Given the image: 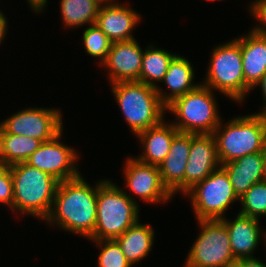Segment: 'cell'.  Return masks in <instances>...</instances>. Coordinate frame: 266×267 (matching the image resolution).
I'll return each instance as SVG.
<instances>
[{"instance_id":"6da1fadb","label":"cell","mask_w":266,"mask_h":267,"mask_svg":"<svg viewBox=\"0 0 266 267\" xmlns=\"http://www.w3.org/2000/svg\"><path fill=\"white\" fill-rule=\"evenodd\" d=\"M98 183L92 187L82 174L59 182L49 216L52 226L88 239L95 230Z\"/></svg>"},{"instance_id":"7a4b0ae2","label":"cell","mask_w":266,"mask_h":267,"mask_svg":"<svg viewBox=\"0 0 266 267\" xmlns=\"http://www.w3.org/2000/svg\"><path fill=\"white\" fill-rule=\"evenodd\" d=\"M111 180L98 182L96 225L91 240H112L139 221V205Z\"/></svg>"},{"instance_id":"3957f363","label":"cell","mask_w":266,"mask_h":267,"mask_svg":"<svg viewBox=\"0 0 266 267\" xmlns=\"http://www.w3.org/2000/svg\"><path fill=\"white\" fill-rule=\"evenodd\" d=\"M14 198L12 212L44 220L49 216L59 181L26 162L10 166Z\"/></svg>"},{"instance_id":"277c9868","label":"cell","mask_w":266,"mask_h":267,"mask_svg":"<svg viewBox=\"0 0 266 267\" xmlns=\"http://www.w3.org/2000/svg\"><path fill=\"white\" fill-rule=\"evenodd\" d=\"M111 86L125 121L135 135L164 120L167 107L155 87L138 81L117 82Z\"/></svg>"},{"instance_id":"5b68a950","label":"cell","mask_w":266,"mask_h":267,"mask_svg":"<svg viewBox=\"0 0 266 267\" xmlns=\"http://www.w3.org/2000/svg\"><path fill=\"white\" fill-rule=\"evenodd\" d=\"M208 64L202 85L242 103L252 89L245 83L241 37L214 47Z\"/></svg>"},{"instance_id":"8992f818","label":"cell","mask_w":266,"mask_h":267,"mask_svg":"<svg viewBox=\"0 0 266 267\" xmlns=\"http://www.w3.org/2000/svg\"><path fill=\"white\" fill-rule=\"evenodd\" d=\"M215 95L200 84L195 90L176 98L167 111L176 116L173 126L182 133L213 134L221 122Z\"/></svg>"},{"instance_id":"52a82bcc","label":"cell","mask_w":266,"mask_h":267,"mask_svg":"<svg viewBox=\"0 0 266 267\" xmlns=\"http://www.w3.org/2000/svg\"><path fill=\"white\" fill-rule=\"evenodd\" d=\"M263 124L261 113L237 116L226 122L225 126L221 121L213 132L221 165L262 152Z\"/></svg>"},{"instance_id":"ba28073f","label":"cell","mask_w":266,"mask_h":267,"mask_svg":"<svg viewBox=\"0 0 266 267\" xmlns=\"http://www.w3.org/2000/svg\"><path fill=\"white\" fill-rule=\"evenodd\" d=\"M185 195L190 196L197 220L222 219L228 208L239 201L229 176L222 167L197 183Z\"/></svg>"},{"instance_id":"9c48e42d","label":"cell","mask_w":266,"mask_h":267,"mask_svg":"<svg viewBox=\"0 0 266 267\" xmlns=\"http://www.w3.org/2000/svg\"><path fill=\"white\" fill-rule=\"evenodd\" d=\"M200 234L194 241L184 267H223L236 261L229 233L220 219L197 220Z\"/></svg>"},{"instance_id":"30bf717a","label":"cell","mask_w":266,"mask_h":267,"mask_svg":"<svg viewBox=\"0 0 266 267\" xmlns=\"http://www.w3.org/2000/svg\"><path fill=\"white\" fill-rule=\"evenodd\" d=\"M62 118L60 109L24 108L0 122V127L6 133L46 142L52 140L63 130Z\"/></svg>"},{"instance_id":"8fae6325","label":"cell","mask_w":266,"mask_h":267,"mask_svg":"<svg viewBox=\"0 0 266 267\" xmlns=\"http://www.w3.org/2000/svg\"><path fill=\"white\" fill-rule=\"evenodd\" d=\"M63 130L52 140L43 142L30 155L26 163L57 179L59 182L71 180L81 175L77 168L76 149L61 143Z\"/></svg>"},{"instance_id":"7c38bea8","label":"cell","mask_w":266,"mask_h":267,"mask_svg":"<svg viewBox=\"0 0 266 267\" xmlns=\"http://www.w3.org/2000/svg\"><path fill=\"white\" fill-rule=\"evenodd\" d=\"M124 166L126 187L139 199L151 203L169 202L173 194L163 184L159 168L129 157Z\"/></svg>"},{"instance_id":"4fadbf2b","label":"cell","mask_w":266,"mask_h":267,"mask_svg":"<svg viewBox=\"0 0 266 267\" xmlns=\"http://www.w3.org/2000/svg\"><path fill=\"white\" fill-rule=\"evenodd\" d=\"M221 167L213 134L191 133V147L184 174V195Z\"/></svg>"},{"instance_id":"5bb4252c","label":"cell","mask_w":266,"mask_h":267,"mask_svg":"<svg viewBox=\"0 0 266 267\" xmlns=\"http://www.w3.org/2000/svg\"><path fill=\"white\" fill-rule=\"evenodd\" d=\"M136 39L113 42L105 61L101 64L107 69L111 84L138 81L144 50Z\"/></svg>"},{"instance_id":"9a60e30c","label":"cell","mask_w":266,"mask_h":267,"mask_svg":"<svg viewBox=\"0 0 266 267\" xmlns=\"http://www.w3.org/2000/svg\"><path fill=\"white\" fill-rule=\"evenodd\" d=\"M139 21L141 22V17L138 12L115 1L101 5L95 24L113 43L135 39L131 32Z\"/></svg>"},{"instance_id":"2e32d148","label":"cell","mask_w":266,"mask_h":267,"mask_svg":"<svg viewBox=\"0 0 266 267\" xmlns=\"http://www.w3.org/2000/svg\"><path fill=\"white\" fill-rule=\"evenodd\" d=\"M191 147V133L179 132L173 139L170 151L158 166L163 184L175 196L184 194V174Z\"/></svg>"},{"instance_id":"e0dca14e","label":"cell","mask_w":266,"mask_h":267,"mask_svg":"<svg viewBox=\"0 0 266 267\" xmlns=\"http://www.w3.org/2000/svg\"><path fill=\"white\" fill-rule=\"evenodd\" d=\"M220 220L227 228L231 248L236 260L254 257L253 253L258 244L262 242L260 240L264 239V243L266 242V233L262 232L258 219L238 213L233 221L228 220L226 217Z\"/></svg>"},{"instance_id":"ac0fdd59","label":"cell","mask_w":266,"mask_h":267,"mask_svg":"<svg viewBox=\"0 0 266 267\" xmlns=\"http://www.w3.org/2000/svg\"><path fill=\"white\" fill-rule=\"evenodd\" d=\"M178 133L173 124L166 123V120L140 132L136 136L142 144L144 153L135 158L143 163L159 166L169 153L172 141Z\"/></svg>"},{"instance_id":"d6986e66","label":"cell","mask_w":266,"mask_h":267,"mask_svg":"<svg viewBox=\"0 0 266 267\" xmlns=\"http://www.w3.org/2000/svg\"><path fill=\"white\" fill-rule=\"evenodd\" d=\"M194 78L193 64L187 58L177 54L170 62L168 71L161 81L171 92H163L159 85L155 88L161 102L167 107L176 98L195 90L200 84H195Z\"/></svg>"},{"instance_id":"ffe728a7","label":"cell","mask_w":266,"mask_h":267,"mask_svg":"<svg viewBox=\"0 0 266 267\" xmlns=\"http://www.w3.org/2000/svg\"><path fill=\"white\" fill-rule=\"evenodd\" d=\"M245 83L253 90L266 73V36L250 31L241 36Z\"/></svg>"},{"instance_id":"44dd1931","label":"cell","mask_w":266,"mask_h":267,"mask_svg":"<svg viewBox=\"0 0 266 267\" xmlns=\"http://www.w3.org/2000/svg\"><path fill=\"white\" fill-rule=\"evenodd\" d=\"M264 157L263 152H257L221 165L227 172L238 197L243 195L253 184L262 182Z\"/></svg>"},{"instance_id":"7402d4cb","label":"cell","mask_w":266,"mask_h":267,"mask_svg":"<svg viewBox=\"0 0 266 267\" xmlns=\"http://www.w3.org/2000/svg\"><path fill=\"white\" fill-rule=\"evenodd\" d=\"M154 235V228L150 224L140 223L139 220L115 240L127 261L134 265L149 256L154 244Z\"/></svg>"},{"instance_id":"603a6c76","label":"cell","mask_w":266,"mask_h":267,"mask_svg":"<svg viewBox=\"0 0 266 267\" xmlns=\"http://www.w3.org/2000/svg\"><path fill=\"white\" fill-rule=\"evenodd\" d=\"M42 143L36 138L6 133L0 127V165L26 162Z\"/></svg>"},{"instance_id":"cb8c5ba5","label":"cell","mask_w":266,"mask_h":267,"mask_svg":"<svg viewBox=\"0 0 266 267\" xmlns=\"http://www.w3.org/2000/svg\"><path fill=\"white\" fill-rule=\"evenodd\" d=\"M177 54H172L165 49L155 48L152 44L144 49L140 78L138 82L157 87L168 71L170 62ZM157 82V83H156Z\"/></svg>"},{"instance_id":"d4e9b609","label":"cell","mask_w":266,"mask_h":267,"mask_svg":"<svg viewBox=\"0 0 266 267\" xmlns=\"http://www.w3.org/2000/svg\"><path fill=\"white\" fill-rule=\"evenodd\" d=\"M101 5L98 0H61L62 22L68 28L95 24Z\"/></svg>"},{"instance_id":"484cf974","label":"cell","mask_w":266,"mask_h":267,"mask_svg":"<svg viewBox=\"0 0 266 267\" xmlns=\"http://www.w3.org/2000/svg\"><path fill=\"white\" fill-rule=\"evenodd\" d=\"M239 202L242 207L239 214L258 220L261 216L266 217V183L253 184L239 197Z\"/></svg>"},{"instance_id":"4316f807","label":"cell","mask_w":266,"mask_h":267,"mask_svg":"<svg viewBox=\"0 0 266 267\" xmlns=\"http://www.w3.org/2000/svg\"><path fill=\"white\" fill-rule=\"evenodd\" d=\"M83 44L88 55L98 58L102 64L110 50L111 41L96 25H89L83 32Z\"/></svg>"},{"instance_id":"83f0119b","label":"cell","mask_w":266,"mask_h":267,"mask_svg":"<svg viewBox=\"0 0 266 267\" xmlns=\"http://www.w3.org/2000/svg\"><path fill=\"white\" fill-rule=\"evenodd\" d=\"M101 247L97 267H132L123 254L119 243L115 240H92Z\"/></svg>"},{"instance_id":"f1b7e54d","label":"cell","mask_w":266,"mask_h":267,"mask_svg":"<svg viewBox=\"0 0 266 267\" xmlns=\"http://www.w3.org/2000/svg\"><path fill=\"white\" fill-rule=\"evenodd\" d=\"M13 198V179L10 166L0 165V203L12 209Z\"/></svg>"},{"instance_id":"f546056e","label":"cell","mask_w":266,"mask_h":267,"mask_svg":"<svg viewBox=\"0 0 266 267\" xmlns=\"http://www.w3.org/2000/svg\"><path fill=\"white\" fill-rule=\"evenodd\" d=\"M250 12L254 17V19H257L258 21L257 26L253 27L251 29L252 32L266 36V0H254L249 5Z\"/></svg>"},{"instance_id":"4dcf8cb0","label":"cell","mask_w":266,"mask_h":267,"mask_svg":"<svg viewBox=\"0 0 266 267\" xmlns=\"http://www.w3.org/2000/svg\"><path fill=\"white\" fill-rule=\"evenodd\" d=\"M240 267H266V263L259 258H244L240 259Z\"/></svg>"},{"instance_id":"1f68e13d","label":"cell","mask_w":266,"mask_h":267,"mask_svg":"<svg viewBox=\"0 0 266 267\" xmlns=\"http://www.w3.org/2000/svg\"><path fill=\"white\" fill-rule=\"evenodd\" d=\"M34 12L41 13L44 12L45 7H47L48 0H26Z\"/></svg>"},{"instance_id":"d6a6232c","label":"cell","mask_w":266,"mask_h":267,"mask_svg":"<svg viewBox=\"0 0 266 267\" xmlns=\"http://www.w3.org/2000/svg\"><path fill=\"white\" fill-rule=\"evenodd\" d=\"M7 21L8 20H7L6 16L0 10V44L3 42V40L6 36V33H7V29H8Z\"/></svg>"},{"instance_id":"836d02e7","label":"cell","mask_w":266,"mask_h":267,"mask_svg":"<svg viewBox=\"0 0 266 267\" xmlns=\"http://www.w3.org/2000/svg\"><path fill=\"white\" fill-rule=\"evenodd\" d=\"M257 86L261 87L260 89H262V95L264 98L263 109L262 111L258 112V113H262L266 109V73L262 76L261 80L256 84L254 88H256Z\"/></svg>"},{"instance_id":"e575fe53","label":"cell","mask_w":266,"mask_h":267,"mask_svg":"<svg viewBox=\"0 0 266 267\" xmlns=\"http://www.w3.org/2000/svg\"><path fill=\"white\" fill-rule=\"evenodd\" d=\"M262 152L266 155V120L264 119L262 132Z\"/></svg>"},{"instance_id":"d590c367","label":"cell","mask_w":266,"mask_h":267,"mask_svg":"<svg viewBox=\"0 0 266 267\" xmlns=\"http://www.w3.org/2000/svg\"><path fill=\"white\" fill-rule=\"evenodd\" d=\"M262 182L266 183V155L264 157V163H263Z\"/></svg>"},{"instance_id":"8d00e7d4","label":"cell","mask_w":266,"mask_h":267,"mask_svg":"<svg viewBox=\"0 0 266 267\" xmlns=\"http://www.w3.org/2000/svg\"><path fill=\"white\" fill-rule=\"evenodd\" d=\"M223 267H240V259L236 260L232 263L226 264Z\"/></svg>"},{"instance_id":"74e56055","label":"cell","mask_w":266,"mask_h":267,"mask_svg":"<svg viewBox=\"0 0 266 267\" xmlns=\"http://www.w3.org/2000/svg\"><path fill=\"white\" fill-rule=\"evenodd\" d=\"M102 4H110V3H115L112 0H98ZM115 1V0H114Z\"/></svg>"},{"instance_id":"f35d334b","label":"cell","mask_w":266,"mask_h":267,"mask_svg":"<svg viewBox=\"0 0 266 267\" xmlns=\"http://www.w3.org/2000/svg\"><path fill=\"white\" fill-rule=\"evenodd\" d=\"M264 117V119L266 120V109L261 113Z\"/></svg>"}]
</instances>
